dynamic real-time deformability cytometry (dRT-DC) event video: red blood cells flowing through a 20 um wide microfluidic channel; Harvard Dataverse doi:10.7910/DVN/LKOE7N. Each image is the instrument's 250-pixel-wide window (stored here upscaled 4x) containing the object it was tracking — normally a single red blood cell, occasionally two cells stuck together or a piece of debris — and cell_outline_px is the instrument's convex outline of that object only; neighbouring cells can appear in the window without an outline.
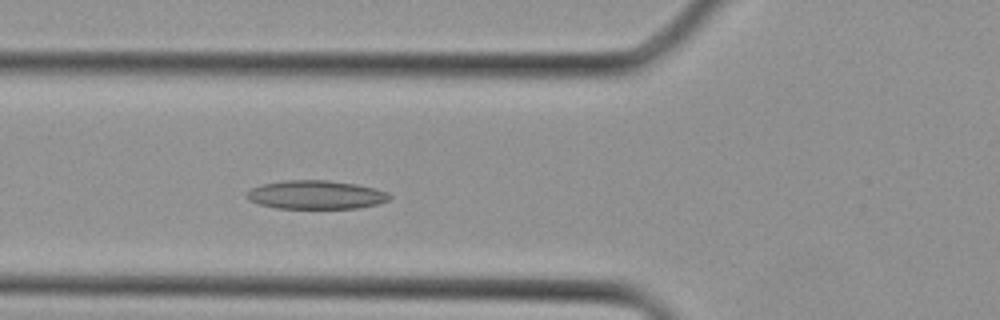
{"species": "Egyptian fruit bat (a non-hibernating species)", "species_latin": "Rousettus aegyptiacus", "temperature_condition": "cold", "stored_images_in_passage": 9, "camera_frame_rate_fps": 3000, "um_per_image_px": 0.085, "animal": {"sex": "female"}, "frame": {"image": 1, "passage_image": 6, "time_ms": 1.667, "image_size_px": [1000, 320], "cell_outline_px": [[392, 196], [388, 200], [380, 204], [356, 208], [276, 208], [260, 204], [248, 200], [248, 192], [252, 188], [264, 184], [284, 180], [328, 180], [356, 184], [376, 188], [388, 192]], "centroid_in_image_um": [26.91, 16.55], "position_along_channel_um": 98.9, "area_um2": 23.76}}